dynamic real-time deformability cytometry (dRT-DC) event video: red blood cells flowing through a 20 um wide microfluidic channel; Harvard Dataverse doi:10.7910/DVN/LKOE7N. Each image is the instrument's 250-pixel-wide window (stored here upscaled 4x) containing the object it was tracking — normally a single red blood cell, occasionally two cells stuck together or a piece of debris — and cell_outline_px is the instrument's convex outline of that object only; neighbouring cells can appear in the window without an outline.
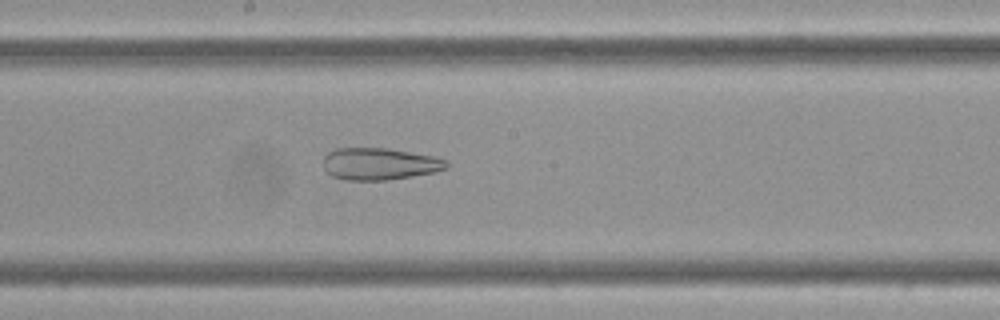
{"species": "Egyptian fruit bat (a non-hibernating species)", "species_latin": "Rousettus aegyptiacus", "temperature_condition": "cold", "stored_images_in_passage": 60, "camera_frame_rate_fps": 3000, "um_per_image_px": 0.085, "frame": {"image": 1, "passage_image": 33, "time_ms": 10.667, "image_size_px": [1000, 320], "cell_outline_px": [[448, 168], [432, 172], [412, 176], [388, 180], [344, 180], [332, 176], [324, 168], [324, 156], [328, 152], [336, 148], [388, 148], [436, 156], [448, 160]], "centroid_in_image_um": [32.28, 13.92], "position_along_channel_um": 215.9, "area_um2": 23.12}}
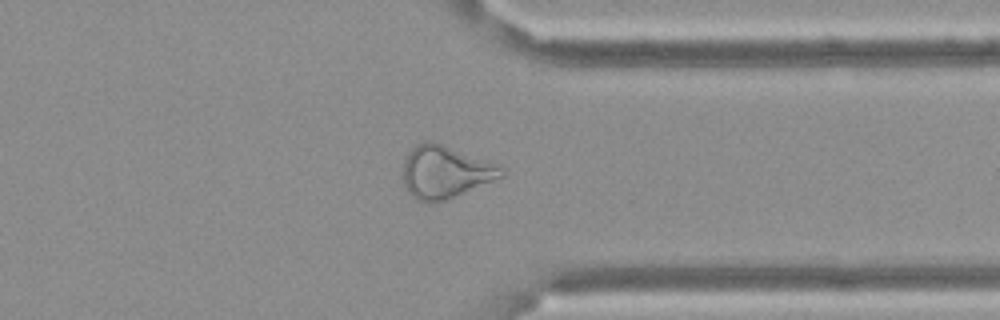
{"frame": {"image": 2, "passage_image": 47, "time_ms": 15.333, "image_size_px": [1000, 320], "cell_outline_px": [[504, 176], [444, 200], [416, 200], [408, 192], [404, 184], [400, 172], [408, 152], [416, 144], [424, 140], [428, 140], [440, 144], [504, 168]], "centroid_in_image_um": [37.75, 14.61], "position_along_channel_um": 373.6, "area_um2": 29.25}}
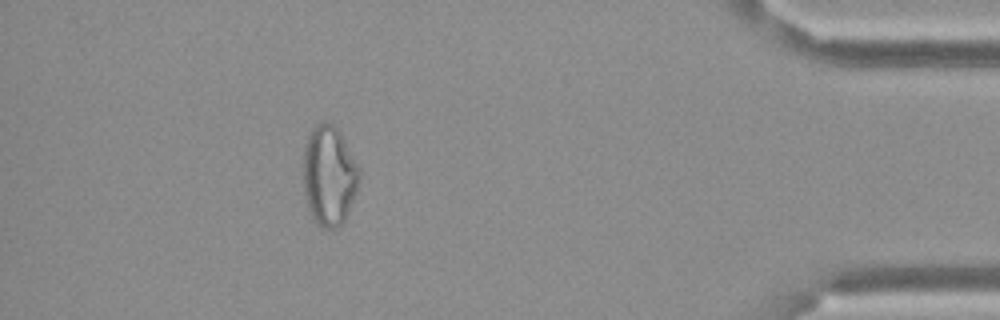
{"frame": {"image": 3, "passage_image": 54, "time_ms": 17.667, "image_size_px": [1000, 320], "cell_outline_px": [[360, 180], [356, 192], [344, 220], [336, 228], [324, 228], [316, 224], [308, 208], [304, 192], [304, 144], [312, 128], [316, 124], [324, 120], [332, 124], [340, 132], [360, 168]], "centroid_in_image_um": [27.97, 14.91], "position_along_channel_um": 407.2, "area_um2": 32.6}}